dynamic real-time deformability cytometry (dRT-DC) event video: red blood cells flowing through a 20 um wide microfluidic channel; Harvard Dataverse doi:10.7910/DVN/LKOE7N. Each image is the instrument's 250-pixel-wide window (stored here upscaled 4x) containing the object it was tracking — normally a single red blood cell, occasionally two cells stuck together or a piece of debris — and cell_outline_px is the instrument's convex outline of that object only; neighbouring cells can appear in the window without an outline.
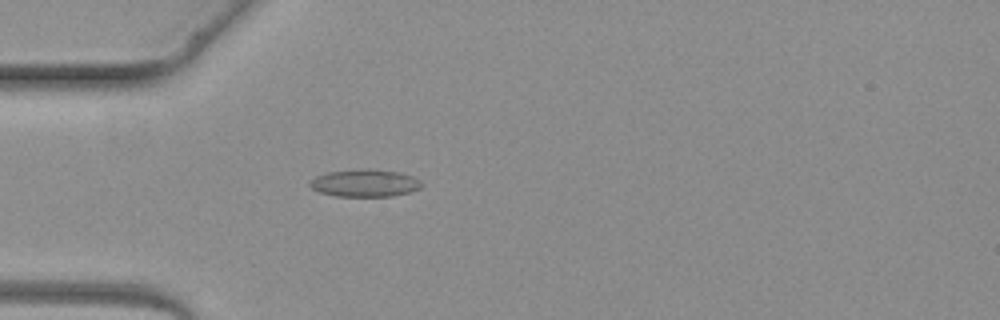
{"species": "common noctule bat (a hibernating species)", "species_latin": "Nyctalus noctula", "temperature_condition": "warm", "stored_images_in_passage": 1, "camera_frame_rate_fps": 3000, "um_per_image_px": 0.085, "animal": {"sex": "female", "body_mass_g": 19.3, "forearm_length_mm": 54.1}, "frame": {"image": 1, "passage_image": 1, "time_ms": 0.0, "image_size_px": [1000, 320], "cell_outline_px": [[424, 184], [420, 188], [408, 192], [392, 196], [336, 196], [320, 192], [312, 188], [308, 184], [308, 180], [316, 176], [328, 172], [364, 168], [368, 168], [400, 172], [412, 176], [420, 180]], "centroid_in_image_um": [31.0, 15.55], "position_along_channel_um": 54.0, "area_um2": 17.98}}